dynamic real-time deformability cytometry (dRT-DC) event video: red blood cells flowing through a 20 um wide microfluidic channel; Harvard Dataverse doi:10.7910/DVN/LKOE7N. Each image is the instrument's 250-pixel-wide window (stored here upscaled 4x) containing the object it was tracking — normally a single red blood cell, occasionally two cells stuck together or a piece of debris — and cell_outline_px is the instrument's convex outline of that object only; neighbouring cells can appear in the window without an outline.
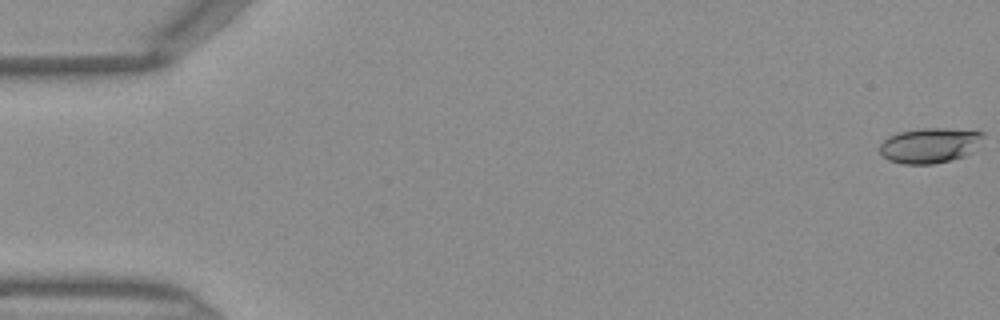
{"species": "Egyptian fruit bat (a non-hibernating species)", "species_latin": "Rousettus aegyptiacus", "temperature_condition": "warm", "stored_images_in_passage": 44, "camera_frame_rate_fps": 3000, "um_per_image_px": 0.085, "frame": {"image": 1, "passage_image": 1, "time_ms": 0.0, "image_size_px": [1000, 320], "cell_outline_px": [[984, 136], [964, 156], [932, 164], [904, 164], [888, 160], [880, 152], [880, 144], [888, 136], [900, 132], [920, 128], [944, 128], [984, 132]], "centroid_in_image_um": [78.96, 12.35], "position_along_channel_um": 6.0, "area_um2": 20.75}}
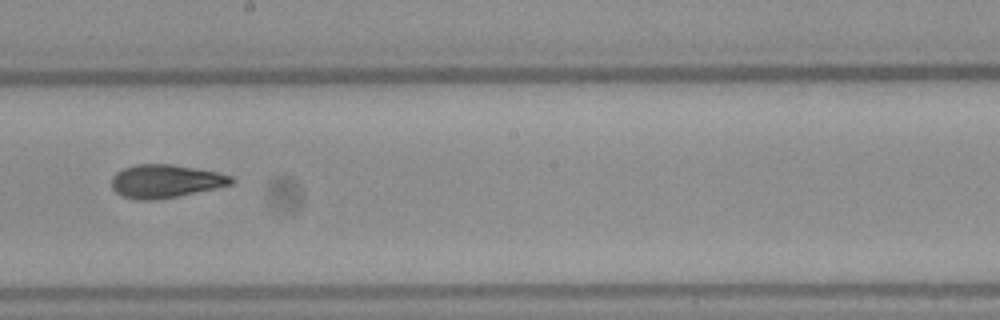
{"frame": {"image": 2, "passage_image": 27, "time_ms": 8.667, "image_size_px": [1000, 320], "cell_outline_px": [[236, 180], [232, 184], [216, 188], [176, 196], [152, 200], [136, 200], [120, 196], [112, 188], [112, 176], [116, 172], [124, 168], [136, 164], [172, 164], [216, 172], [232, 176]], "centroid_in_image_um": [14.04, 15.4], "position_along_channel_um": 234.2, "area_um2": 23.12}}
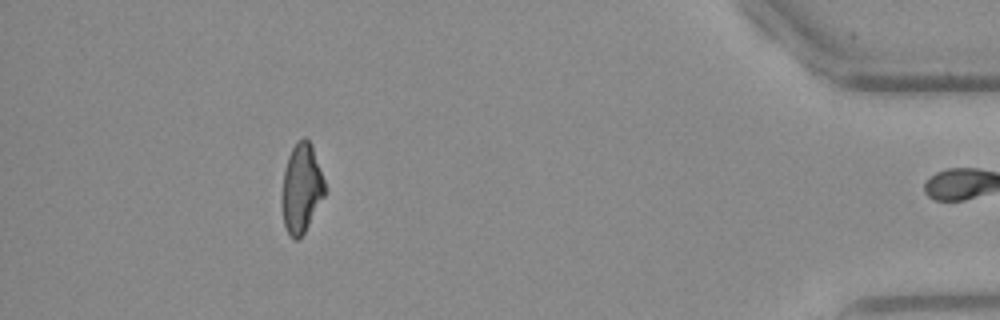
{"frame": {"image": 3, "passage_image": 43, "time_ms": 14.0, "image_size_px": [1000, 320], "cell_outline_px": [[324, 196], [304, 232], [296, 240], [292, 240], [284, 224], [280, 204], [280, 200], [284, 172], [288, 156], [292, 148], [304, 136], [312, 144], [324, 180]], "centroid_in_image_um": [25.59, 16.01], "position_along_channel_um": 409.6, "area_um2": 22.14}}